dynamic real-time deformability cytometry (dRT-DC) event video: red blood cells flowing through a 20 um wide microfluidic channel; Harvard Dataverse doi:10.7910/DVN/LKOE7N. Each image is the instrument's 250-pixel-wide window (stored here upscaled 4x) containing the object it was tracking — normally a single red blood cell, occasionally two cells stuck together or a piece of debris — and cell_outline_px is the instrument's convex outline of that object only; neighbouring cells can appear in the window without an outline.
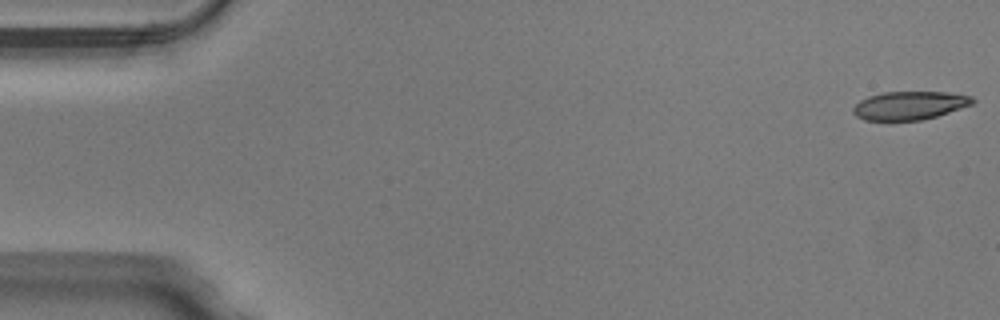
{"species": "Egyptian fruit bat (a non-hibernating species)", "species_latin": "Rousettus aegyptiacus", "temperature_condition": "warm", "stored_images_in_passage": 8, "camera_frame_rate_fps": 3000, "um_per_image_px": 0.085, "animal": {"sex": "male"}, "frame": {"image": 1, "passage_image": 1, "time_ms": 0.0, "image_size_px": [1000, 320], "cell_outline_px": [[976, 100], [972, 104], [936, 116], [920, 120], [864, 120], [856, 116], [852, 112], [852, 108], [860, 100], [868, 96], [884, 92], [944, 92], [972, 96]], "centroid_in_image_um": [77.28, 8.96], "position_along_channel_um": 7.7, "area_um2": 19.59}}